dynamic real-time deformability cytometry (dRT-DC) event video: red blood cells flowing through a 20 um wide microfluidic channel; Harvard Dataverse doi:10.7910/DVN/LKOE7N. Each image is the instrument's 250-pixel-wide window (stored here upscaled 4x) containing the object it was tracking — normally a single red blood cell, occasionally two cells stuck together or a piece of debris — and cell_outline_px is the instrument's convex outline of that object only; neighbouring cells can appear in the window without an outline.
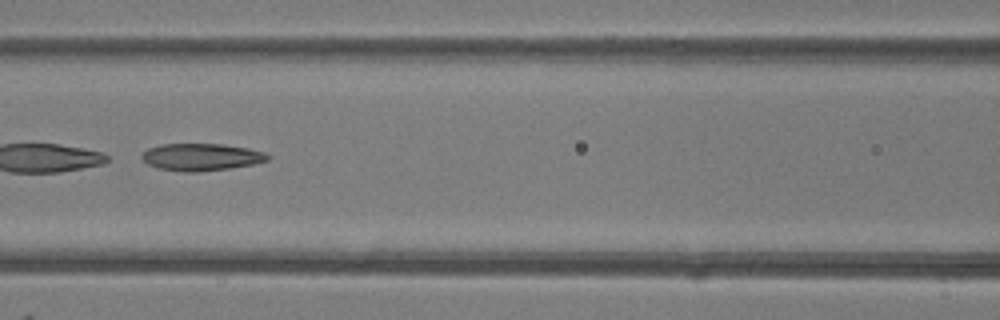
{"species": "common noctule bat (a hibernating species)", "species_latin": "Nyctalus noctula", "temperature_condition": "room temperature", "stored_images_in_passage": 6, "camera_frame_rate_fps": 3000, "um_per_image_px": 0.085, "animal": {"sex": "female"}, "frame": {"image": 1, "passage_image": 6, "time_ms": 6.333, "image_size_px": [1000, 320], "cell_outline_px": [[268, 160], [252, 164], [228, 168], [196, 172], [184, 172], [160, 168], [148, 164], [140, 156], [148, 148], [160, 144], [224, 144], [248, 148], [264, 152], [268, 156]], "centroid_in_image_um": [17.08, 13.34], "position_along_channel_um": 149.5, "area_um2": 19.71}}